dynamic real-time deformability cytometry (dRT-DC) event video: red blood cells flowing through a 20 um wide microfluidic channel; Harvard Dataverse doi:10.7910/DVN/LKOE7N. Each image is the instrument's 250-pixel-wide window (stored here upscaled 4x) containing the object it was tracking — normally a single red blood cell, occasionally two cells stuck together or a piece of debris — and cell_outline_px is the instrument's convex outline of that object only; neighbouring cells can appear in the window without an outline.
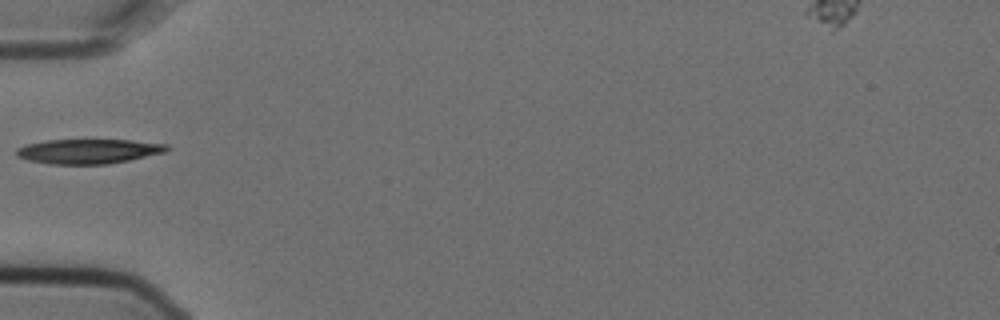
{"species": "Egyptian fruit bat (a non-hibernating species)", "species_latin": "Rousettus aegyptiacus", "temperature_condition": "cold", "stored_images_in_passage": 1, "camera_frame_rate_fps": 3000, "um_per_image_px": 0.085, "animal": {"sex": "female"}, "frame": {"image": 1, "passage_image": 1, "time_ms": 0.0, "image_size_px": [1000, 320], "cell_outline_px": [[172, 148], [164, 152], [128, 160], [108, 164], [52, 164], [28, 160], [16, 156], [16, 148], [24, 144], [44, 140], [132, 140], [168, 144]], "centroid_in_image_um": [7.5, 12.85], "position_along_channel_um": 77.5, "area_um2": 21.68}}